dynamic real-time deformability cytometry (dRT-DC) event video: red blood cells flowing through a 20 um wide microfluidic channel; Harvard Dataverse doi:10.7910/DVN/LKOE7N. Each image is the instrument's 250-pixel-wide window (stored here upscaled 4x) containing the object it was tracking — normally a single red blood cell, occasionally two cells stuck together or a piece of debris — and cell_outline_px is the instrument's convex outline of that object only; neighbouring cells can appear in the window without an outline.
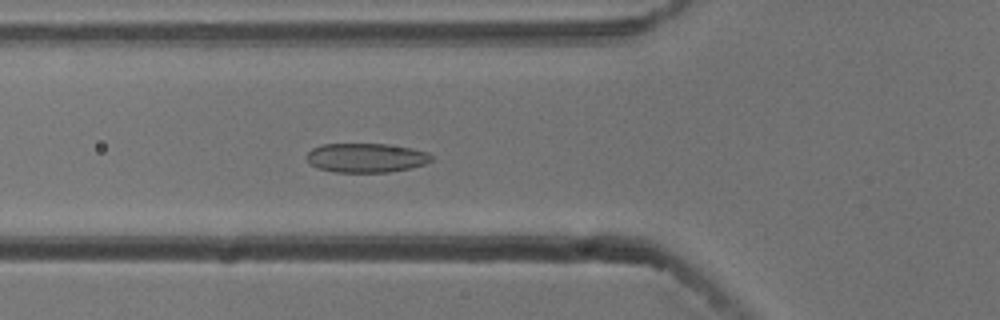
{"species": "common noctule bat (a hibernating species)", "species_latin": "Nyctalus noctula", "temperature_condition": "cold", "stored_images_in_passage": 40, "camera_frame_rate_fps": 3000, "um_per_image_px": 0.085, "animal": {"sex": "male", "body_mass_g": 13.3}, "frame": {"image": 1, "passage_image": 20, "time_ms": 6.333, "image_size_px": [1000, 320], "cell_outline_px": [[432, 160], [424, 164], [412, 168], [388, 172], [336, 172], [316, 168], [304, 156], [312, 148], [324, 144], [388, 144], [412, 148], [428, 152], [432, 156]], "centroid_in_image_um": [31.12, 13.41], "position_along_channel_um": 94.7, "area_um2": 21.33}}
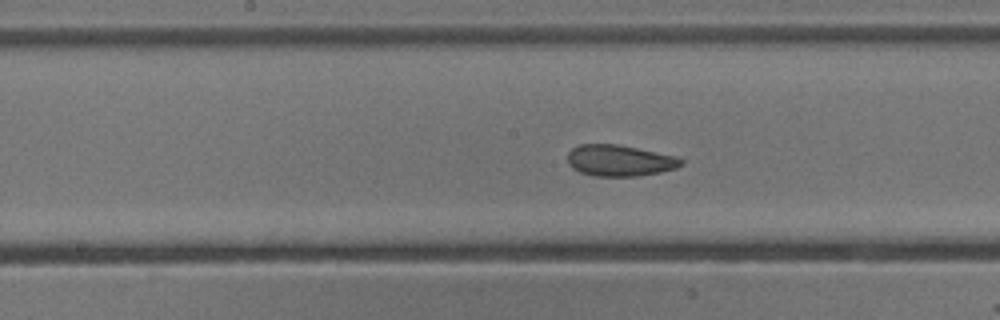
{"frame": {"image": 2, "passage_image": 28, "time_ms": 9.0, "image_size_px": [1000, 320], "cell_outline_px": [[684, 164], [676, 168], [660, 172], [636, 176], [592, 176], [580, 172], [572, 168], [568, 164], [568, 152], [572, 148], [580, 144], [616, 144], [676, 156], [684, 160]], "centroid_in_image_um": [52.65, 13.65], "position_along_channel_um": 195.5, "area_um2": 20.69}}
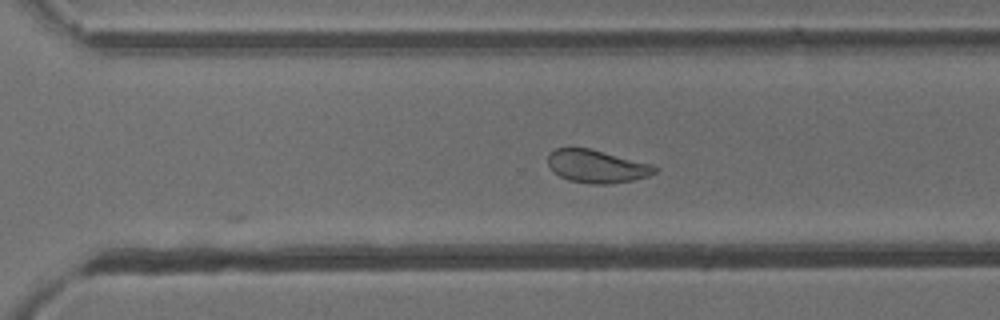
{"frame": {"image": 3, "passage_image": 38, "time_ms": 12.333, "image_size_px": [1000, 320], "cell_outline_px": [[660, 168], [656, 172], [648, 176], [632, 180], [608, 184], [588, 184], [568, 180], [560, 176], [548, 164], [548, 152], [556, 148], [588, 148], [652, 164]], "centroid_in_image_um": [50.74, 14.14], "position_along_channel_um": 319.9, "area_um2": 20.4}}